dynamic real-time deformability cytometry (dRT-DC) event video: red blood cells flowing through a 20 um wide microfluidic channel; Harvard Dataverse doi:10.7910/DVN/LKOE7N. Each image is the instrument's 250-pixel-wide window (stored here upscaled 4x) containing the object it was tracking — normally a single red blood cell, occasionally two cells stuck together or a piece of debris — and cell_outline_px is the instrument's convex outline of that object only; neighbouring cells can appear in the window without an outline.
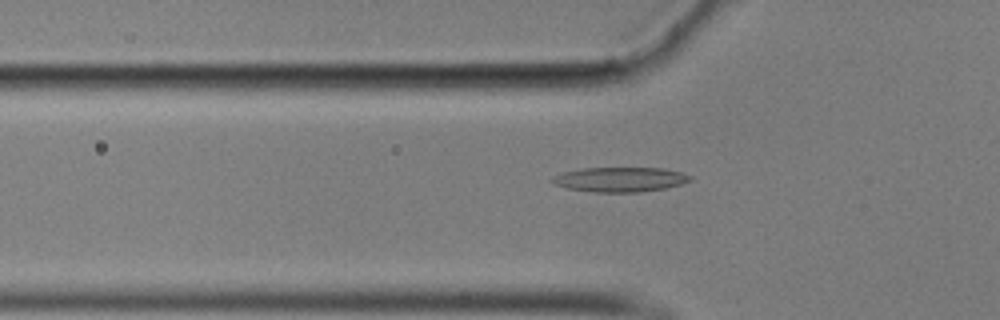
{"species": "common noctule bat (a hibernating species)", "species_latin": "Nyctalus noctula", "temperature_condition": "cold", "stored_images_in_passage": 50, "camera_frame_rate_fps": 3000, "um_per_image_px": 0.085, "animal": {"sex": "male", "body_mass_g": 17.9}, "frame": {"image": 1, "passage_image": 12, "time_ms": 3.667, "image_size_px": [1000, 320], "cell_outline_px": [[692, 180], [680, 184], [664, 188], [636, 192], [596, 192], [568, 188], [556, 184], [548, 180], [552, 176], [564, 172], [584, 168], [664, 168], [680, 172], [692, 176]], "centroid_in_image_um": [52.69, 15.25], "position_along_channel_um": 73.1, "area_um2": 19.65}}
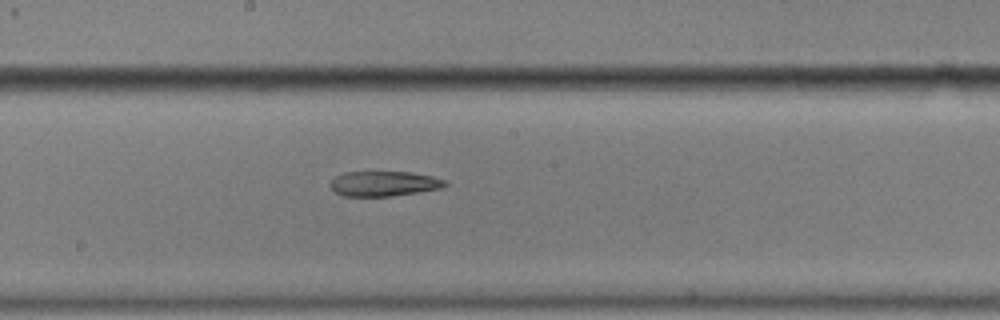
{"frame": {"image": 2, "passage_image": 24, "time_ms": 7.667, "image_size_px": [1000, 320], "cell_outline_px": [[448, 184], [440, 188], [392, 196], [344, 196], [336, 192], [328, 184], [336, 176], [344, 172], [408, 172], [432, 176], [444, 180]], "centroid_in_image_um": [32.6, 15.61], "position_along_channel_um": 215.6, "area_um2": 16.53}}
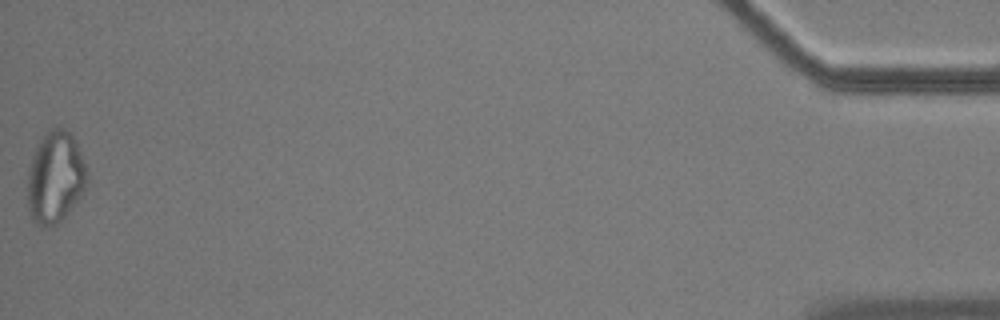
{"frame": {"image": 3, "passage_image": 50, "time_ms": 16.333, "image_size_px": [1000, 320], "cell_outline_px": [[88, 180], [84, 192], [64, 216], [56, 224], [48, 228], [40, 228], [32, 220], [28, 208], [28, 168], [32, 156], [40, 140], [48, 128], [64, 128], [72, 136], [80, 152], [88, 176]], "centroid_in_image_um": [4.68, 15.1], "position_along_channel_um": 430.5, "area_um2": 31.73}}